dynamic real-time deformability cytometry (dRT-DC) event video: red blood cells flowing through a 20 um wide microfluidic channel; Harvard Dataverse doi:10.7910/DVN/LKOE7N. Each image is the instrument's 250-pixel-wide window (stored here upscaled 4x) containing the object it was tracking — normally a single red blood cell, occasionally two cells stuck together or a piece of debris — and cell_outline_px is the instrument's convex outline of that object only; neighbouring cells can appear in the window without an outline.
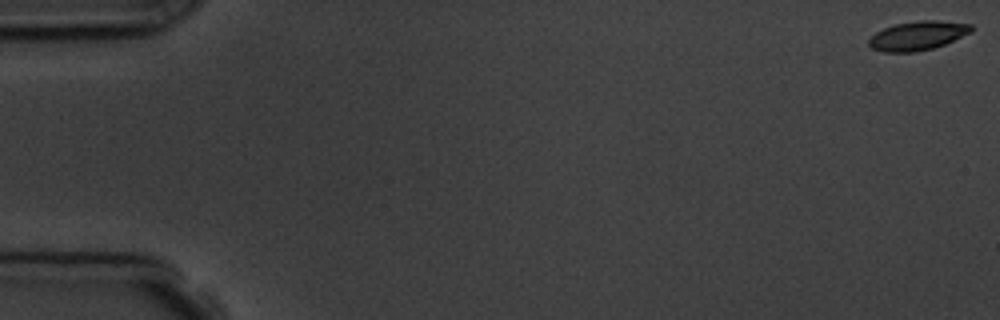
{"species": "common noctule bat (a hibernating species)", "species_latin": "Nyctalus noctula", "temperature_condition": "room temperature", "stored_images_in_passage": 7, "camera_frame_rate_fps": 3000, "um_per_image_px": 0.085, "animal": {"sex": "male", "body_mass_g": 19.5, "forearm_length_mm": 54.6}, "frame": {"image": 1, "passage_image": 1, "time_ms": 0.0, "image_size_px": [1000, 320], "cell_outline_px": [[972, 32], [944, 44], [932, 48], [916, 52], [884, 52], [872, 48], [868, 44], [868, 40], [876, 32], [884, 28], [896, 24], [920, 20], [936, 20], [972, 24]], "centroid_in_image_um": [78.0, 3.03], "position_along_channel_um": 7.0, "area_um2": 17.22}}
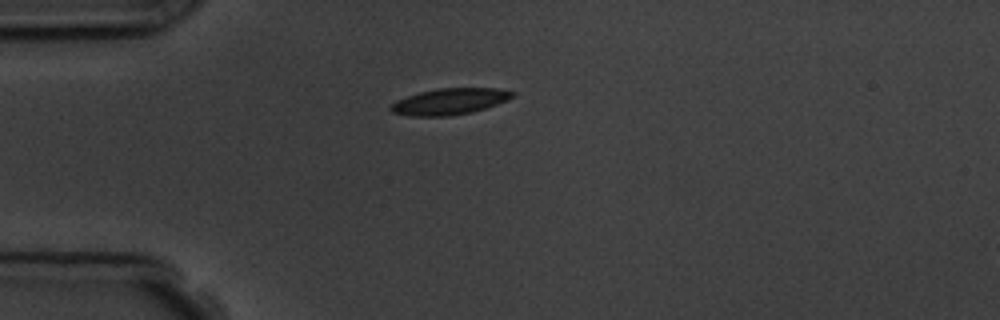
{"frame": {"image": 2, "passage_image": 5, "time_ms": 4.667, "image_size_px": [1000, 320], "cell_outline_px": [[516, 96], [508, 100], [472, 112], [448, 116], [408, 116], [392, 112], [388, 108], [396, 100], [420, 92], [436, 88], [496, 88], [516, 92]], "centroid_in_image_um": [38.23, 8.62], "position_along_channel_um": 46.8, "area_um2": 18.67}}